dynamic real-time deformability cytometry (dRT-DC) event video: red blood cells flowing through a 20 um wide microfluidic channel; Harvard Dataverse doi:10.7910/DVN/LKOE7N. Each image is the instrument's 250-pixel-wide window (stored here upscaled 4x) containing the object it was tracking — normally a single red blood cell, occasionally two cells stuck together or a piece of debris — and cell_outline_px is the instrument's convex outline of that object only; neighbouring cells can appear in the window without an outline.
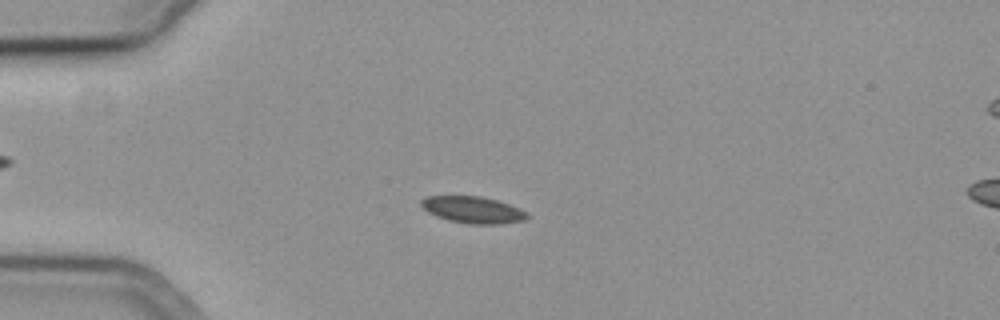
{"species": "common noctule bat (a hibernating species)", "species_latin": "Nyctalus noctula", "temperature_condition": "cold", "stored_images_in_passage": 56, "camera_frame_rate_fps": 3000, "um_per_image_px": 0.085, "animal": {"sex": "female", "body_mass_g": 19.3, "forearm_length_mm": 54.1}, "frame": {"image": 1, "passage_image": 15, "time_ms": 4.667, "image_size_px": [1000, 320], "cell_outline_px": [[528, 216], [524, 220], [500, 224], [468, 224], [448, 220], [436, 216], [428, 212], [420, 204], [420, 200], [428, 196], [480, 196], [496, 200], [520, 208], [528, 212]], "centroid_in_image_um": [40.19, 17.84], "position_along_channel_um": 44.8, "area_um2": 16.47}}
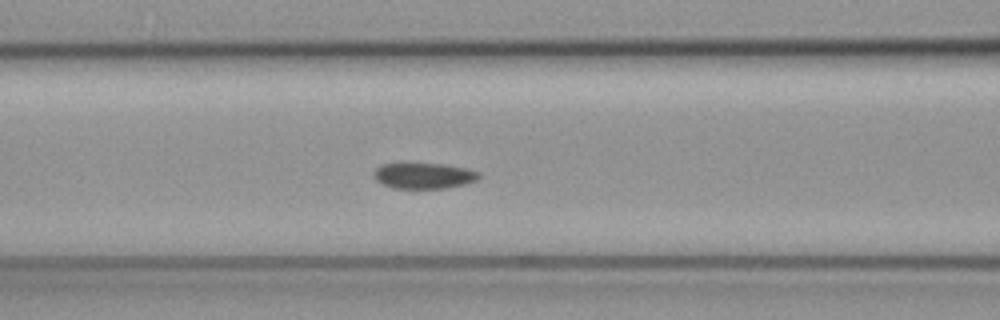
{"frame": {"image": 2, "passage_image": 24, "time_ms": 7.667, "image_size_px": [1000, 320], "cell_outline_px": [[480, 176], [476, 180], [464, 184], [444, 188], [392, 188], [376, 180], [376, 168], [384, 164], [444, 164], [464, 168], [480, 172]], "centroid_in_image_um": [36.06, 14.94], "position_along_channel_um": 130.5, "area_um2": 15.37}}
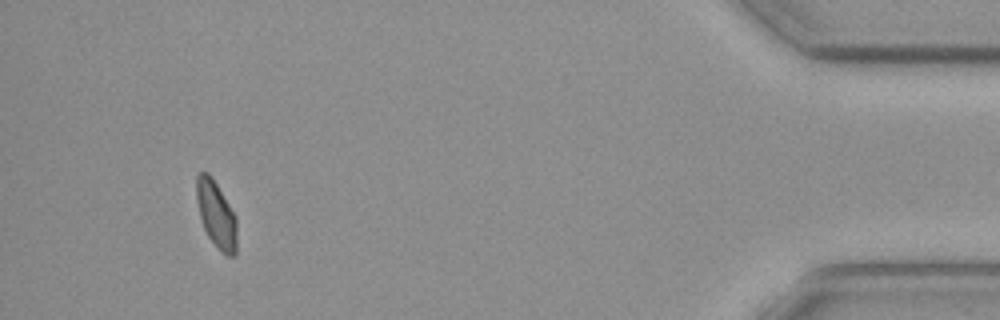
{"frame": {"image": 3, "passage_image": 53, "time_ms": 17.333, "image_size_px": [1000, 320], "cell_outline_px": [[236, 256], [228, 256], [220, 252], [216, 248], [208, 236], [204, 228], [200, 216], [196, 200], [196, 176], [200, 172], [208, 172], [212, 176], [236, 216]], "centroid_in_image_um": [18.38, 18.24], "position_along_channel_um": 416.8, "area_um2": 15.84}}